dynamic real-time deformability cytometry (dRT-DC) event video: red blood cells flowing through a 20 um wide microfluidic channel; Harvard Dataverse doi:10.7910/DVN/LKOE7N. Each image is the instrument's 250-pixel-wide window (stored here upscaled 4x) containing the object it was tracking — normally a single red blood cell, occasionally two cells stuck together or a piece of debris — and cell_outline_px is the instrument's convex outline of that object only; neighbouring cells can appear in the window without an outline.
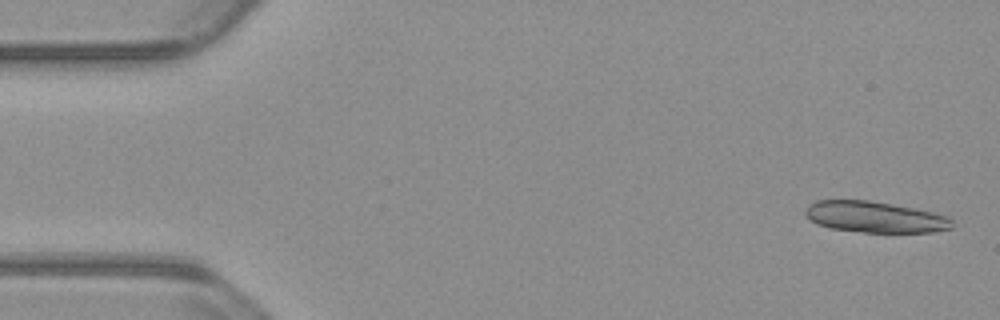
{"species": "common noctule bat (a hibernating species)", "species_latin": "Nyctalus noctula", "temperature_condition": "warm", "stored_images_in_passage": 54, "segment_of_instrument_passage": [1, 2], "camera_frame_rate_fps": 3000, "um_per_image_px": 0.085, "animal": {"sex": "male", "body_mass_g": 23.1, "forearm_length_mm": 52.7}, "frame": {"image": 1, "passage_image": 2, "time_ms": 0.333, "image_size_px": [1000, 320], "cell_outline_px": [[952, 228], [932, 232], [864, 232], [832, 228], [816, 224], [804, 212], [804, 208], [808, 204], [816, 200], [868, 200], [916, 208], [948, 216], [952, 220]], "centroid_in_image_um": [74.36, 18.43], "position_along_channel_um": 10.6, "area_um2": 26.59}}